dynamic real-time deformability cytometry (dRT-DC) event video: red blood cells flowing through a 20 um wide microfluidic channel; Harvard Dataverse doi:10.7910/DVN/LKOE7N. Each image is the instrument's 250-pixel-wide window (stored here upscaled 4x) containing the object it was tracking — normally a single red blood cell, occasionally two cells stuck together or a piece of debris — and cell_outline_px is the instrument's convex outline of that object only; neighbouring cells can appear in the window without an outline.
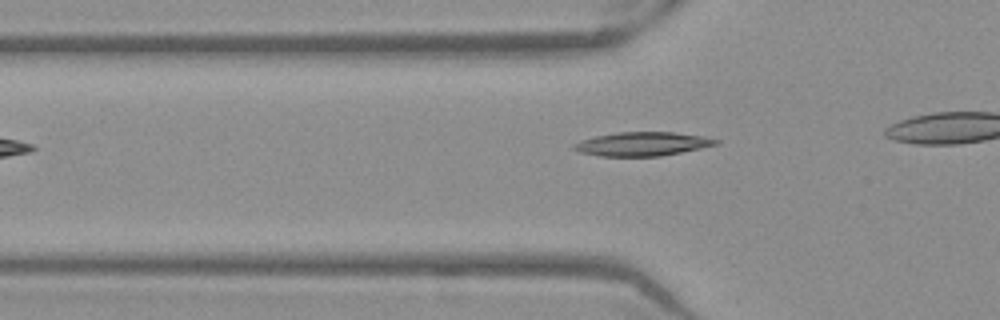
{"species": "Egyptian fruit bat (a non-hibernating species)", "species_latin": "Rousettus aegyptiacus", "temperature_condition": "warm", "stored_images_in_passage": 20, "camera_frame_rate_fps": 3000, "um_per_image_px": 0.085, "frame": {"image": 1, "passage_image": 2, "time_ms": 0.333, "image_size_px": [1000, 320], "cell_outline_px": [[720, 144], [660, 156], [600, 156], [580, 152], [572, 148], [572, 144], [580, 140], [596, 136], [616, 132], [672, 132], [704, 136], [720, 140]], "centroid_in_image_um": [54.59, 12.23], "position_along_channel_um": 71.2, "area_um2": 19.71}}
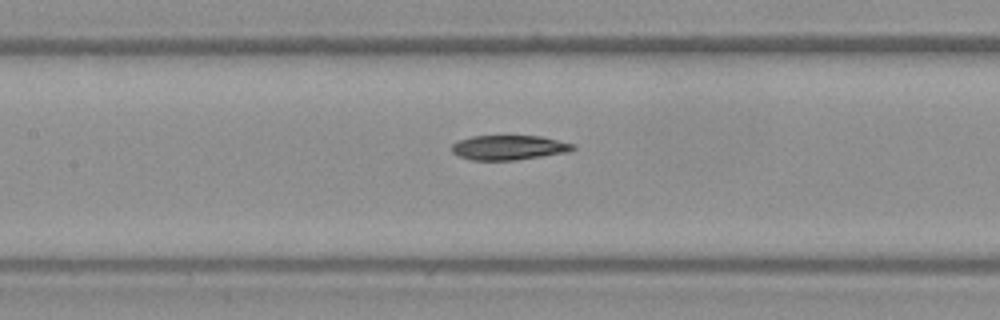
{"frame": {"image": 2, "passage_image": 9, "time_ms": 2.667, "image_size_px": [1000, 320], "cell_outline_px": [[576, 148], [568, 152], [516, 160], [472, 160], [460, 156], [452, 152], [452, 144], [460, 140], [472, 136], [540, 136], [576, 144]], "centroid_in_image_um": [43.28, 12.54], "position_along_channel_um": 164.1, "area_um2": 17.34}}
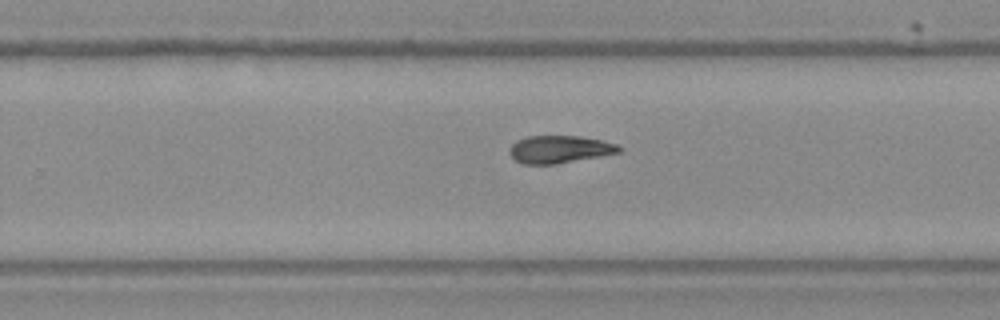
{"frame": {"image": 3, "passage_image": 18, "time_ms": 5.667, "image_size_px": [1000, 320], "cell_outline_px": [[620, 152], [600, 156], [556, 164], [524, 164], [516, 160], [508, 152], [508, 148], [516, 140], [528, 136], [580, 136], [600, 140], [616, 144], [620, 148]], "centroid_in_image_um": [47.51, 12.69], "position_along_channel_um": 282.3, "area_um2": 17.46}}